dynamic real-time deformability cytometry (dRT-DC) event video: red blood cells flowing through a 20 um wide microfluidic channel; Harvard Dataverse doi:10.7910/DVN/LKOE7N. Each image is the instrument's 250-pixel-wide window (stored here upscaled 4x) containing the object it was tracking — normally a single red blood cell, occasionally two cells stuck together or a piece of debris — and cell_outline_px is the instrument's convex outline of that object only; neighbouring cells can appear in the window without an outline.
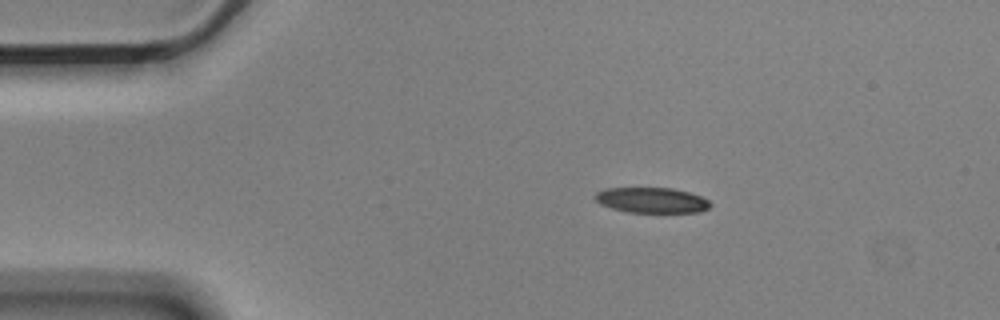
{"species": "Egyptian fruit bat (a non-hibernating species)", "species_latin": "Rousettus aegyptiacus", "temperature_condition": "cold", "stored_images_in_passage": 47, "camera_frame_rate_fps": 3000, "um_per_image_px": 0.085, "animal": {"sex": "male"}, "frame": {"image": 1, "passage_image": 1, "time_ms": 0.0, "image_size_px": [1000, 320], "cell_outline_px": [[712, 204], [708, 208], [700, 212], [628, 212], [612, 208], [600, 204], [592, 196], [596, 192], [604, 188], [672, 188], [688, 192], [700, 196], [708, 200]], "centroid_in_image_um": [55.36, 17.01], "position_along_channel_um": 29.6, "area_um2": 17.05}}
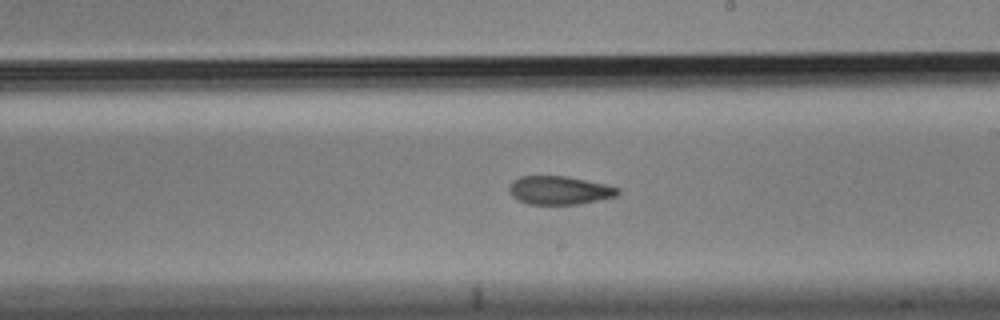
{"frame": {"image": 2, "passage_image": 23, "time_ms": 7.333, "image_size_px": [1000, 320], "cell_outline_px": [[620, 192], [616, 196], [576, 204], [528, 204], [516, 200], [512, 196], [508, 188], [508, 184], [512, 180], [520, 176], [568, 176], [604, 184], [620, 188]], "centroid_in_image_um": [47.49, 16.16], "position_along_channel_um": 241.5, "area_um2": 18.03}}
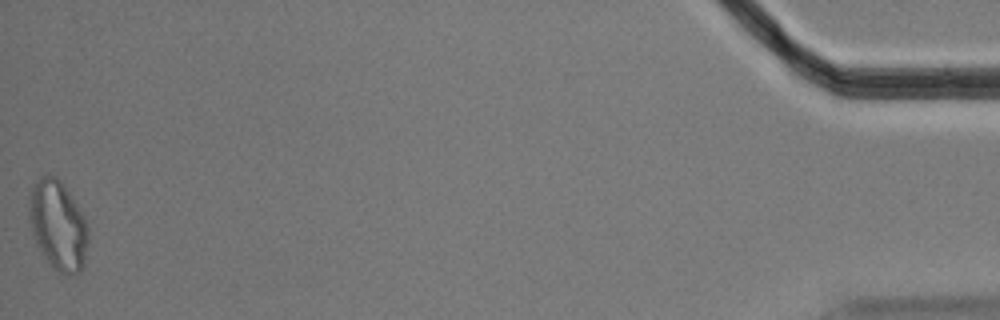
{"frame": {"image": 3, "passage_image": 47, "time_ms": 15.333, "image_size_px": [1000, 320], "cell_outline_px": [[88, 240], [84, 268], [80, 272], [72, 276], [60, 272], [44, 256], [36, 244], [32, 232], [28, 216], [28, 204], [32, 188], [40, 176], [44, 172], [48, 172], [56, 176], [60, 180], [84, 216], [88, 228]], "centroid_in_image_um": [4.93, 19.13], "position_along_channel_um": 430.3, "area_um2": 30.92}, "authors_computed_cell_mechanics": {"area_um2": 19.074, "velocity_mm_per_s": 3.5596, "shape_relaxation_time_tau1_ms": 7.9442, "shape_relaxation_time_tau2_ms": 4.8399, "deformation_change_tau1": 0.1637, "deformation_change_tau2": 0.1274}}